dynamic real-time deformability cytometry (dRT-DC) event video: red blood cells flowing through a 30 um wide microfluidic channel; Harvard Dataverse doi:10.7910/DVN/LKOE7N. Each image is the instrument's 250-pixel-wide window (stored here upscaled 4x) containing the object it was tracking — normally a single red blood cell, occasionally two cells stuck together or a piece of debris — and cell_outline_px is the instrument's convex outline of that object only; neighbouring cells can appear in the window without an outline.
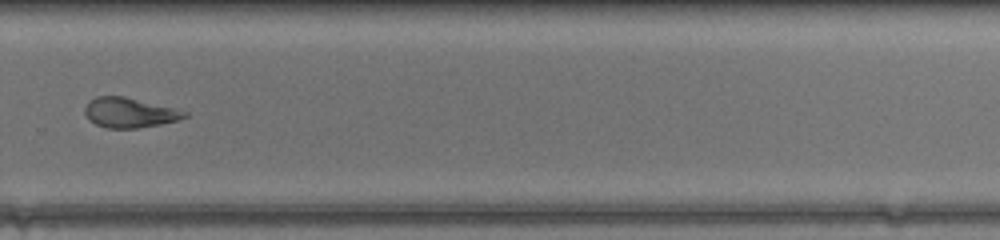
{"species": "common noctule bat (a hibernating species)", "species_latin": "Nyctalus noctula", "temperature_condition": "warm", "stored_images_in_passage": 48, "camera_frame_rate_fps": 3000, "um_per_image_px": 0.085, "animal": {"sex": "female", "body_mass_g": 17.0, "forearm_length_mm": 48.0}, "frame": {"image": 1, "passage_image": 35, "time_ms": 11.333, "image_size_px": [1000, 240], "cell_outline_px": [[188, 116], [176, 120], [160, 124], [136, 128], [108, 128], [96, 124], [88, 120], [84, 112], [84, 108], [88, 100], [96, 96], [124, 96], [176, 108], [188, 112]], "centroid_in_image_um": [10.98, 9.56], "position_along_channel_um": 318.8, "area_um2": 17.46}, "authors_computed_cell_mechanics": {"area_um2": 19.9988, "velocity_mm_per_s": 4.3844, "shape_relaxation_time_tau1_ms": null, "shape_relaxation_time_tau2_ms": 3.2371, "deformation_change_tau1": null, "deformation_change_tau2": 0.1251}}